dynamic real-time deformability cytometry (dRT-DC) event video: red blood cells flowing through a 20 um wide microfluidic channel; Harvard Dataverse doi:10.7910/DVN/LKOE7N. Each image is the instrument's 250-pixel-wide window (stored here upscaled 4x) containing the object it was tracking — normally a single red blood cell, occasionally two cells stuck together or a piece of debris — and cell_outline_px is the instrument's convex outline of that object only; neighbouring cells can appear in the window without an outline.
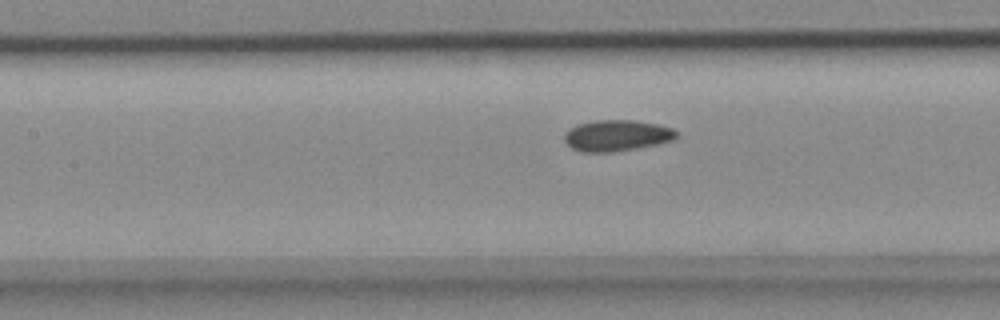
{"species": "common noctule bat (a hibernating species)", "species_latin": "Nyctalus noctula", "temperature_condition": "cold", "stored_images_in_passage": 21, "camera_frame_rate_fps": 3000, "um_per_image_px": 0.085, "animal": {"sex": "female", "body_mass_g": 18.4}, "frame": {"image": 1, "passage_image": 15, "time_ms": 4.667, "image_size_px": [1000, 320], "cell_outline_px": [[676, 136], [672, 140], [656, 144], [636, 148], [612, 152], [580, 152], [572, 148], [564, 140], [564, 132], [568, 128], [576, 124], [596, 120], [632, 120], [656, 124], [672, 128], [676, 132]], "centroid_in_image_um": [52.35, 11.52], "position_along_channel_um": 155.0, "area_um2": 20.29}}